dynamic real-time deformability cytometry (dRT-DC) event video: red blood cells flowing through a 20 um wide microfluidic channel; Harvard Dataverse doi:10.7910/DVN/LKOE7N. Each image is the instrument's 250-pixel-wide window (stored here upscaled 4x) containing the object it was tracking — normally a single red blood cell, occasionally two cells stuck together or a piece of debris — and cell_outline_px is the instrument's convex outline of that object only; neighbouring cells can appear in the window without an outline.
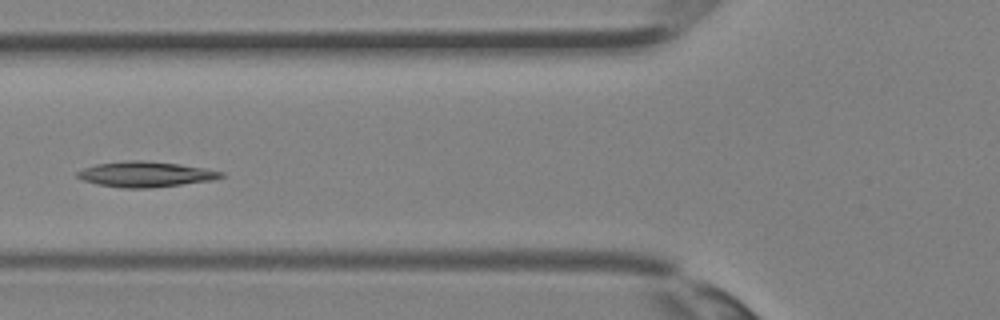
{"species": "Egyptian fruit bat (a non-hibernating species)", "species_latin": "Rousettus aegyptiacus", "temperature_condition": "room temperature", "stored_images_in_passage": 34, "camera_frame_rate_fps": 3000, "um_per_image_px": 0.085, "animal": {"sex": "female"}, "frame": {"image": 1, "passage_image": 12, "time_ms": 3.667, "image_size_px": [1000, 320], "cell_outline_px": [[224, 176], [216, 180], [148, 188], [120, 188], [96, 184], [84, 180], [76, 176], [76, 172], [84, 168], [96, 164], [128, 160], [144, 160], [180, 164], [204, 168], [224, 172]], "centroid_in_image_um": [12.38, 14.81], "position_along_channel_um": 113.4, "area_um2": 21.39}}
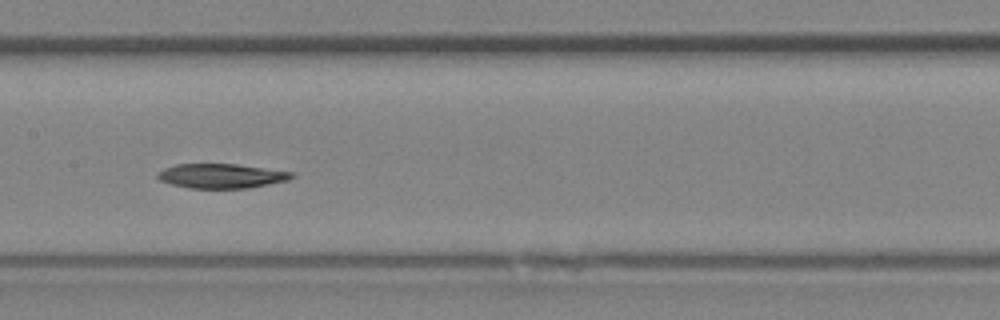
{"frame": {"image": 2, "passage_image": 16, "time_ms": 5.0, "image_size_px": [1000, 320], "cell_outline_px": [[296, 176], [288, 180], [248, 188], [188, 188], [172, 184], [160, 180], [156, 176], [164, 168], [176, 164], [236, 164], [292, 172]], "centroid_in_image_um": [18.82, 14.95], "position_along_channel_um": 188.6, "area_um2": 18.96}}
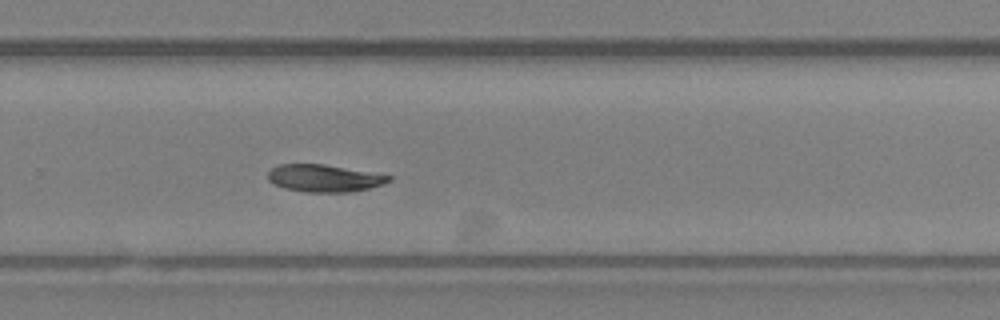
{"frame": {"image": 3, "passage_image": 22, "time_ms": 7.0, "image_size_px": [1000, 320], "cell_outline_px": [[392, 180], [384, 184], [352, 192], [304, 192], [284, 188], [272, 184], [268, 180], [268, 172], [272, 168], [280, 164], [324, 164], [392, 176]], "centroid_in_image_um": [27.53, 15.15], "position_along_channel_um": 302.3, "area_um2": 19.25}}